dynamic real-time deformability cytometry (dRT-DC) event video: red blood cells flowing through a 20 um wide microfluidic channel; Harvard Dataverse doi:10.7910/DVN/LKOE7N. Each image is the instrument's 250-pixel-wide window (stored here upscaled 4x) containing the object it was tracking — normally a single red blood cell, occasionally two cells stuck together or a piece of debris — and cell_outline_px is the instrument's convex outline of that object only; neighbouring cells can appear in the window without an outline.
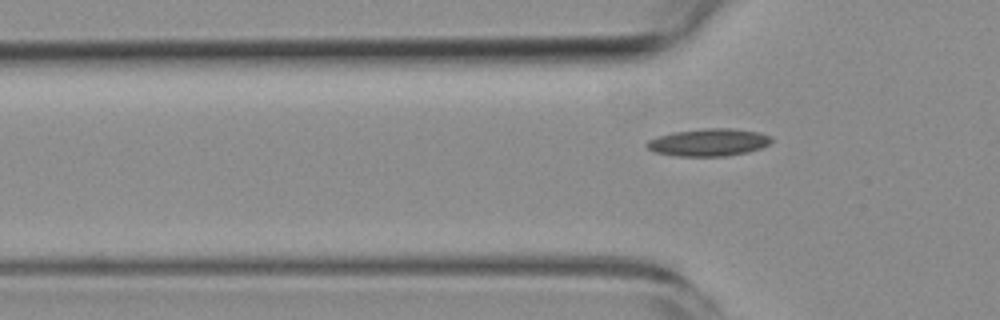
{"species": "common noctule bat (a hibernating species)", "species_latin": "Nyctalus noctula", "temperature_condition": "room temperature", "stored_images_in_passage": 7, "segment_of_instrument_passage": [2, 2], "camera_frame_rate_fps": 3000, "um_per_image_px": 0.085, "animal": {"sex": "female", "body_mass_g": 19.3, "forearm_length_mm": 54.1}, "frame": {"image": 1, "passage_image": 7, "time_ms": 9.333, "image_size_px": [1000, 320], "cell_outline_px": [[772, 140], [768, 144], [760, 148], [748, 152], [728, 156], [676, 156], [656, 152], [648, 148], [644, 144], [648, 140], [660, 136], [676, 132], [704, 128], [732, 128], [760, 132], [772, 136]], "centroid_in_image_um": [60.27, 12.1], "position_along_channel_um": 65.5, "area_um2": 19.88}}